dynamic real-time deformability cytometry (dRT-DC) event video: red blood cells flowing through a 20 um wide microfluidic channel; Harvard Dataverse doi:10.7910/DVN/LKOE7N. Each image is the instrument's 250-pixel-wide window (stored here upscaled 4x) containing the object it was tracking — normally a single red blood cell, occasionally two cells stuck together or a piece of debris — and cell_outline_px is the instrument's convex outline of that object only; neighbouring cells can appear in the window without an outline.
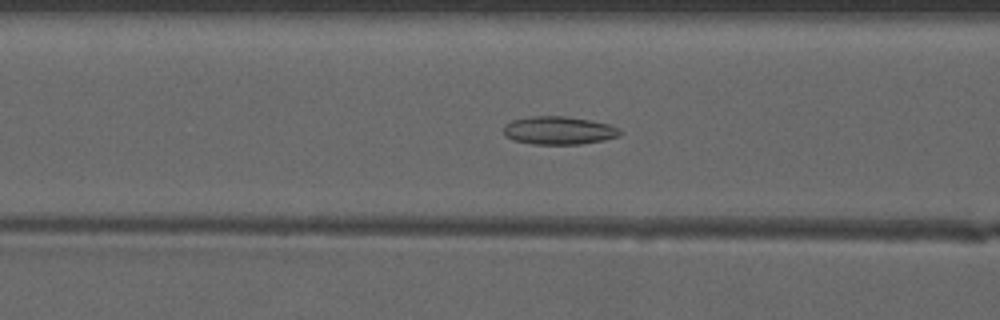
{"species": "common noctule bat (a hibernating species)", "species_latin": "Nyctalus noctula", "temperature_condition": "warm", "stored_images_in_passage": 47, "camera_frame_rate_fps": 3000, "um_per_image_px": 0.085, "animal": {"sex": "male", "forearm_length_mm": 52.5}, "frame": {"image": 1, "passage_image": 18, "time_ms": 5.667, "image_size_px": [1000, 320], "cell_outline_px": [[620, 136], [604, 140], [580, 144], [532, 144], [512, 140], [504, 136], [504, 124], [512, 120], [528, 116], [568, 116], [592, 120], [608, 124], [620, 128]], "centroid_in_image_um": [47.48, 11.08], "position_along_channel_um": 119.1, "area_um2": 19.31}}
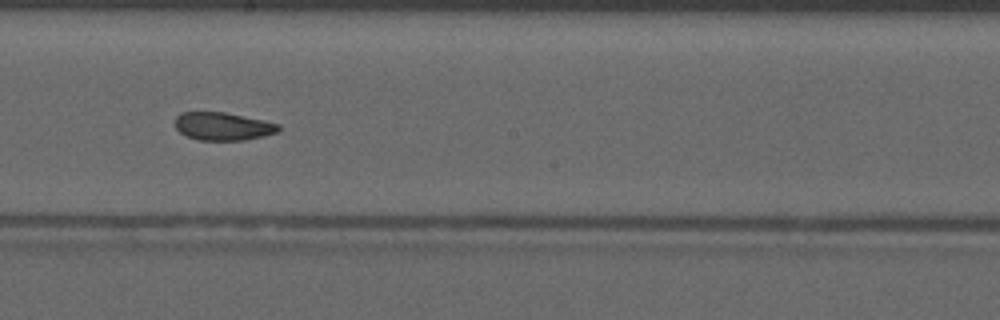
{"frame": {"image": 2, "passage_image": 26, "time_ms": 8.333, "image_size_px": [1000, 320], "cell_outline_px": [[280, 132], [244, 140], [200, 140], [188, 136], [180, 132], [176, 128], [176, 116], [180, 112], [224, 112], [264, 120], [280, 124]], "centroid_in_image_um": [18.97, 10.73], "position_along_channel_um": 229.2, "area_um2": 16.82}}
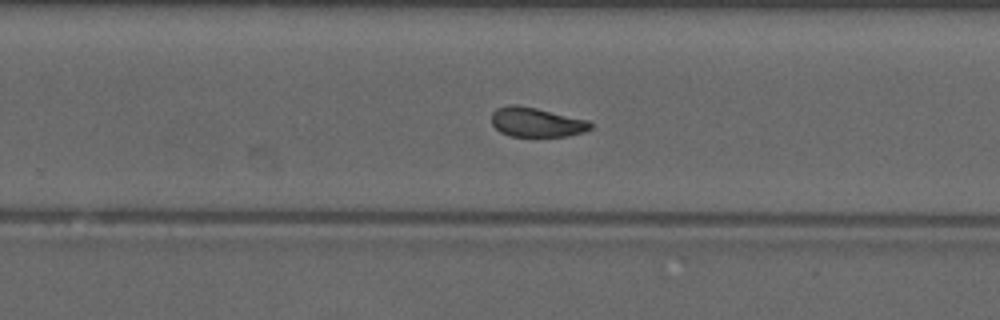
{"frame": {"image": 3, "passage_image": 30, "time_ms": 9.667, "image_size_px": [1000, 320], "cell_outline_px": [[592, 128], [584, 132], [568, 136], [512, 136], [500, 132], [492, 124], [492, 112], [496, 108], [512, 104], [516, 104], [536, 108], [588, 120], [592, 124]], "centroid_in_image_um": [45.59, 10.38], "position_along_channel_um": 284.2, "area_um2": 16.94}, "authors_computed_cell_mechanics": {"area_um2": 18.0336, "velocity_mm_per_s": 4.1366, "shape_relaxation_time_tau1_ms": null, "shape_relaxation_time_tau2_ms": 2.1178, "deformation_change_tau1": null, "deformation_change_tau2": 0.088}}